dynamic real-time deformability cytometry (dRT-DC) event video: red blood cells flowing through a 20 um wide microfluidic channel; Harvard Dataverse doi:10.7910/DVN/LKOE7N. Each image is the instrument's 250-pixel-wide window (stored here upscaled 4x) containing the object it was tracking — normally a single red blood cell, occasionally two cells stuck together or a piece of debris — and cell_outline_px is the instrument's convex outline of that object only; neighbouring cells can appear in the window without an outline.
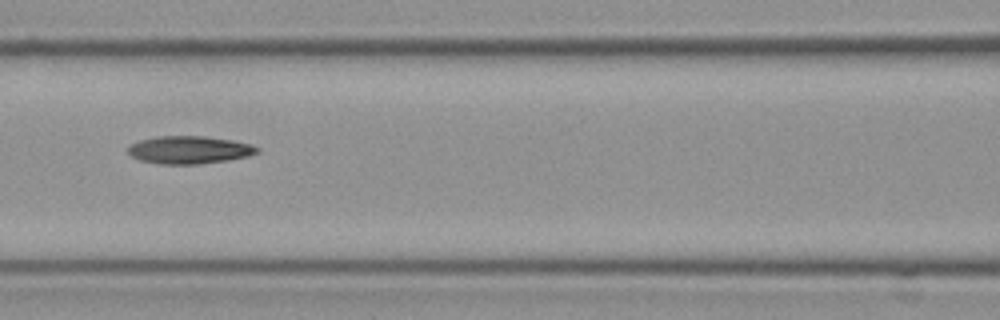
{"species": "Egyptian fruit bat (a non-hibernating species)", "species_latin": "Rousettus aegyptiacus", "temperature_condition": "cold", "stored_images_in_passage": 6, "camera_frame_rate_fps": 3000, "um_per_image_px": 0.085, "frame": {"image": 1, "passage_image": 5, "time_ms": 1.333, "image_size_px": [1000, 320], "cell_outline_px": [[260, 152], [248, 156], [224, 160], [196, 164], [160, 164], [140, 160], [132, 156], [128, 152], [128, 144], [140, 140], [156, 136], [204, 136], [232, 140], [248, 144], [260, 148]], "centroid_in_image_um": [16.05, 12.73], "position_along_channel_um": 150.5, "area_um2": 20.75}}
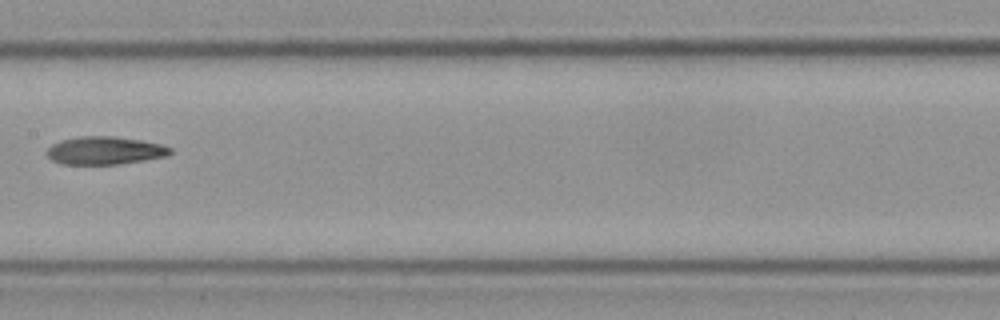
{"frame": {"image": 2, "passage_image": 6, "time_ms": 1.667, "image_size_px": [1000, 320], "cell_outline_px": [[172, 152], [164, 156], [144, 160], [116, 164], [60, 164], [52, 160], [44, 152], [52, 144], [60, 140], [80, 136], [112, 136], [140, 140], [160, 144], [172, 148]], "centroid_in_image_um": [8.85, 12.79], "position_along_channel_um": 198.5, "area_um2": 20.0}}